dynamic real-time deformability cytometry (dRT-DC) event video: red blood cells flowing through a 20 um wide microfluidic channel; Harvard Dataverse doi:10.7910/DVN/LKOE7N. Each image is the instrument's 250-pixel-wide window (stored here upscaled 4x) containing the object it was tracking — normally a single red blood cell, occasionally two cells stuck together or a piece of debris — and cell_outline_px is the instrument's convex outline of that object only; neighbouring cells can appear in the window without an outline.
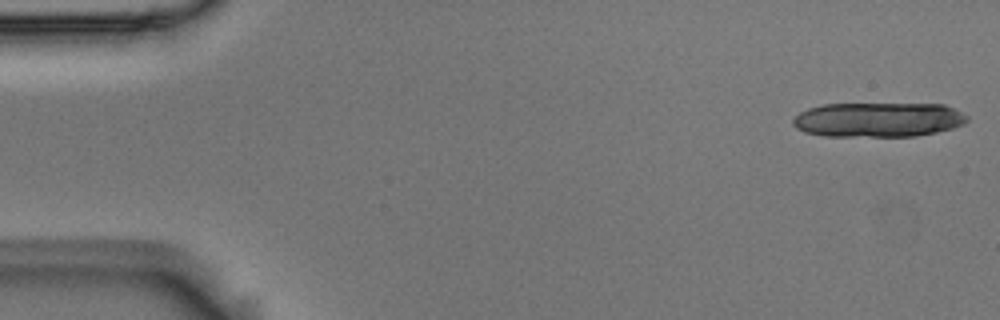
{"species": "Egyptian fruit bat (a non-hibernating species)", "species_latin": "Rousettus aegyptiacus", "temperature_condition": "room temperature", "stored_images_in_passage": 7, "camera_frame_rate_fps": 3000, "um_per_image_px": 0.085, "animal": {"sex": "male"}, "frame": {"image": 1, "passage_image": 1, "time_ms": 0.0, "image_size_px": [1000, 320], "cell_outline_px": [[968, 120], [964, 124], [952, 128], [936, 132], [916, 136], [824, 136], [804, 132], [796, 128], [792, 124], [792, 120], [800, 112], [808, 108], [820, 104], [944, 104], [968, 116]], "centroid_in_image_um": [74.62, 10.17], "position_along_channel_um": 10.4, "area_um2": 35.26}}